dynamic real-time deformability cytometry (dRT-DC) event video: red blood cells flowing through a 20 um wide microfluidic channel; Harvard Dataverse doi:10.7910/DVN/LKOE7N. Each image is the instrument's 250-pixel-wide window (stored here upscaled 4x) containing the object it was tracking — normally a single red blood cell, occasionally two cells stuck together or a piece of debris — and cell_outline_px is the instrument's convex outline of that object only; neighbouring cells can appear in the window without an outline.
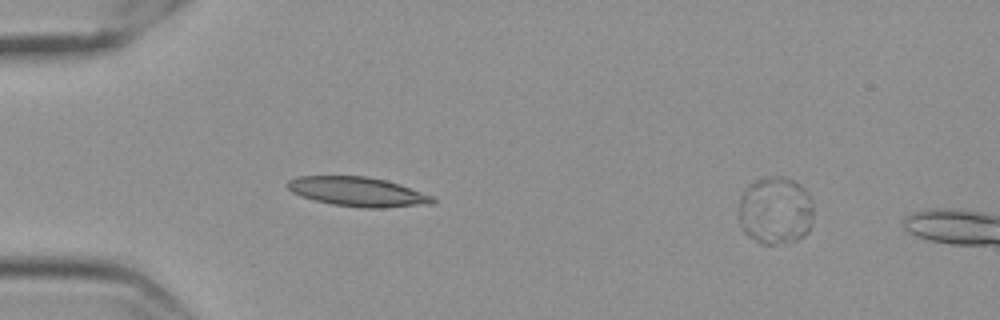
{"species": "Egyptian fruit bat (a non-hibernating species)", "species_latin": "Rousettus aegyptiacus", "temperature_condition": "cold", "stored_images_in_passage": 4, "camera_frame_rate_fps": 3000, "um_per_image_px": 0.085, "frame": {"image": 1, "passage_image": 1, "time_ms": 0.0, "image_size_px": [1000, 320], "cell_outline_px": [[812, 224], [808, 232], [804, 236], [796, 240], [776, 244], [760, 244], [748, 236], [744, 232], [740, 220], [740, 196], [748, 184], [764, 176], [784, 176], [792, 180], [804, 188], [812, 200]], "centroid_in_image_um": [65.91, 17.89], "position_along_channel_um": 19.1, "area_um2": 29.71}}